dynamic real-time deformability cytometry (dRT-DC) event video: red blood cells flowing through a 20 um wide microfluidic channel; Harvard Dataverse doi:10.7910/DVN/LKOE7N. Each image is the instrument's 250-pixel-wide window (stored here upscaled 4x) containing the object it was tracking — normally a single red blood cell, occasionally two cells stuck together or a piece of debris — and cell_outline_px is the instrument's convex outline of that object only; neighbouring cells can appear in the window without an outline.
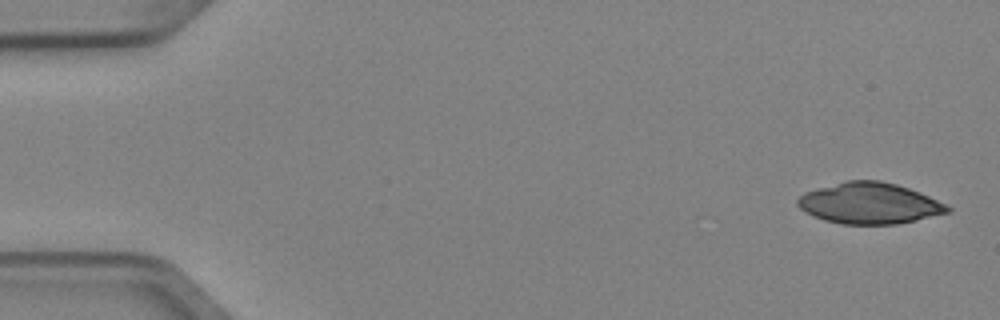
{"species": "Egyptian fruit bat (a non-hibernating species)", "species_latin": "Rousettus aegyptiacus", "temperature_condition": "cold", "stored_images_in_passage": 5, "camera_frame_rate_fps": 3000, "um_per_image_px": 0.085, "animal": {"sex": "female"}, "frame": {"image": 1, "passage_image": 1, "time_ms": 0.0, "image_size_px": [1000, 320], "cell_outline_px": [[952, 212], [916, 220], [896, 224], [840, 224], [824, 220], [812, 216], [804, 212], [796, 204], [796, 200], [804, 192], [844, 180], [880, 180], [896, 184], [920, 192], [952, 208]], "centroid_in_image_um": [73.87, 17.28], "position_along_channel_um": 11.1, "area_um2": 36.07}}